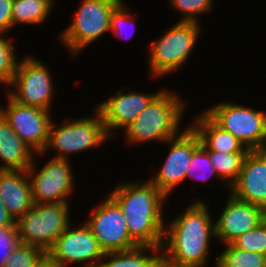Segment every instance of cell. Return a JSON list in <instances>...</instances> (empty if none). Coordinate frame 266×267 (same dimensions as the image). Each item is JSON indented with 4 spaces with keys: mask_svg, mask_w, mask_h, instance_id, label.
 Returning a JSON list of instances; mask_svg holds the SVG:
<instances>
[{
    "mask_svg": "<svg viewBox=\"0 0 266 267\" xmlns=\"http://www.w3.org/2000/svg\"><path fill=\"white\" fill-rule=\"evenodd\" d=\"M122 0H83L71 25L59 34L72 56L110 31V16Z\"/></svg>",
    "mask_w": 266,
    "mask_h": 267,
    "instance_id": "obj_6",
    "label": "cell"
},
{
    "mask_svg": "<svg viewBox=\"0 0 266 267\" xmlns=\"http://www.w3.org/2000/svg\"><path fill=\"white\" fill-rule=\"evenodd\" d=\"M226 201L224 210L214 222L216 239L223 242V245L230 244L266 219V211L257 205L240 201L232 195Z\"/></svg>",
    "mask_w": 266,
    "mask_h": 267,
    "instance_id": "obj_16",
    "label": "cell"
},
{
    "mask_svg": "<svg viewBox=\"0 0 266 267\" xmlns=\"http://www.w3.org/2000/svg\"><path fill=\"white\" fill-rule=\"evenodd\" d=\"M12 4L13 0H0V33L6 34L13 27Z\"/></svg>",
    "mask_w": 266,
    "mask_h": 267,
    "instance_id": "obj_32",
    "label": "cell"
},
{
    "mask_svg": "<svg viewBox=\"0 0 266 267\" xmlns=\"http://www.w3.org/2000/svg\"><path fill=\"white\" fill-rule=\"evenodd\" d=\"M231 244L241 250L266 256V219L256 228L237 237Z\"/></svg>",
    "mask_w": 266,
    "mask_h": 267,
    "instance_id": "obj_27",
    "label": "cell"
},
{
    "mask_svg": "<svg viewBox=\"0 0 266 267\" xmlns=\"http://www.w3.org/2000/svg\"><path fill=\"white\" fill-rule=\"evenodd\" d=\"M99 267H162L161 248L137 246L126 251L106 252Z\"/></svg>",
    "mask_w": 266,
    "mask_h": 267,
    "instance_id": "obj_21",
    "label": "cell"
},
{
    "mask_svg": "<svg viewBox=\"0 0 266 267\" xmlns=\"http://www.w3.org/2000/svg\"><path fill=\"white\" fill-rule=\"evenodd\" d=\"M200 22L179 21L154 41L149 50L151 77L179 70L187 61L200 35Z\"/></svg>",
    "mask_w": 266,
    "mask_h": 267,
    "instance_id": "obj_5",
    "label": "cell"
},
{
    "mask_svg": "<svg viewBox=\"0 0 266 267\" xmlns=\"http://www.w3.org/2000/svg\"><path fill=\"white\" fill-rule=\"evenodd\" d=\"M161 91L144 94L133 90L129 94L117 91L100 103L95 109L101 115L107 135L113 137V130L125 129Z\"/></svg>",
    "mask_w": 266,
    "mask_h": 267,
    "instance_id": "obj_15",
    "label": "cell"
},
{
    "mask_svg": "<svg viewBox=\"0 0 266 267\" xmlns=\"http://www.w3.org/2000/svg\"><path fill=\"white\" fill-rule=\"evenodd\" d=\"M247 154L209 151L211 164L217 173L216 177L225 182L227 189L237 180Z\"/></svg>",
    "mask_w": 266,
    "mask_h": 267,
    "instance_id": "obj_23",
    "label": "cell"
},
{
    "mask_svg": "<svg viewBox=\"0 0 266 267\" xmlns=\"http://www.w3.org/2000/svg\"><path fill=\"white\" fill-rule=\"evenodd\" d=\"M180 95L162 89L138 117L125 128V140L130 144L160 141L177 136L184 106Z\"/></svg>",
    "mask_w": 266,
    "mask_h": 267,
    "instance_id": "obj_3",
    "label": "cell"
},
{
    "mask_svg": "<svg viewBox=\"0 0 266 267\" xmlns=\"http://www.w3.org/2000/svg\"><path fill=\"white\" fill-rule=\"evenodd\" d=\"M17 243L18 238L15 229H0V266L7 261Z\"/></svg>",
    "mask_w": 266,
    "mask_h": 267,
    "instance_id": "obj_31",
    "label": "cell"
},
{
    "mask_svg": "<svg viewBox=\"0 0 266 267\" xmlns=\"http://www.w3.org/2000/svg\"><path fill=\"white\" fill-rule=\"evenodd\" d=\"M94 116L76 118L61 123L60 127L52 121L49 129L47 146L42 153L48 150L56 151L58 158L68 159V155L96 148L109 140L101 115L95 109ZM68 153V155H67Z\"/></svg>",
    "mask_w": 266,
    "mask_h": 267,
    "instance_id": "obj_7",
    "label": "cell"
},
{
    "mask_svg": "<svg viewBox=\"0 0 266 267\" xmlns=\"http://www.w3.org/2000/svg\"><path fill=\"white\" fill-rule=\"evenodd\" d=\"M169 6L178 10L183 22H199L198 16L212 11L214 0H169ZM183 16V17H182ZM197 16V17H196Z\"/></svg>",
    "mask_w": 266,
    "mask_h": 267,
    "instance_id": "obj_28",
    "label": "cell"
},
{
    "mask_svg": "<svg viewBox=\"0 0 266 267\" xmlns=\"http://www.w3.org/2000/svg\"><path fill=\"white\" fill-rule=\"evenodd\" d=\"M132 15L128 12L124 2L121 1L112 11L110 16V31L117 37L122 36L125 31L124 26L127 27L131 22ZM130 24V25H131ZM127 25V26H126ZM132 26V25H131ZM130 27V26H129ZM125 33V32H124ZM125 38V37H123Z\"/></svg>",
    "mask_w": 266,
    "mask_h": 267,
    "instance_id": "obj_30",
    "label": "cell"
},
{
    "mask_svg": "<svg viewBox=\"0 0 266 267\" xmlns=\"http://www.w3.org/2000/svg\"><path fill=\"white\" fill-rule=\"evenodd\" d=\"M216 259V267H266L265 255L241 250L231 243Z\"/></svg>",
    "mask_w": 266,
    "mask_h": 267,
    "instance_id": "obj_24",
    "label": "cell"
},
{
    "mask_svg": "<svg viewBox=\"0 0 266 267\" xmlns=\"http://www.w3.org/2000/svg\"><path fill=\"white\" fill-rule=\"evenodd\" d=\"M36 160L28 167L34 204L68 203L74 191V176L69 159L52 157L40 170Z\"/></svg>",
    "mask_w": 266,
    "mask_h": 267,
    "instance_id": "obj_10",
    "label": "cell"
},
{
    "mask_svg": "<svg viewBox=\"0 0 266 267\" xmlns=\"http://www.w3.org/2000/svg\"><path fill=\"white\" fill-rule=\"evenodd\" d=\"M121 182L108 195L126 217L128 233L138 246L161 248L165 223L163 205L168 199L150 181Z\"/></svg>",
    "mask_w": 266,
    "mask_h": 267,
    "instance_id": "obj_2",
    "label": "cell"
},
{
    "mask_svg": "<svg viewBox=\"0 0 266 267\" xmlns=\"http://www.w3.org/2000/svg\"><path fill=\"white\" fill-rule=\"evenodd\" d=\"M208 204L196 200L164 229L162 267H204L215 236Z\"/></svg>",
    "mask_w": 266,
    "mask_h": 267,
    "instance_id": "obj_1",
    "label": "cell"
},
{
    "mask_svg": "<svg viewBox=\"0 0 266 267\" xmlns=\"http://www.w3.org/2000/svg\"><path fill=\"white\" fill-rule=\"evenodd\" d=\"M91 212L85 221L104 252L126 251L138 245L128 233L126 217L119 205L109 196Z\"/></svg>",
    "mask_w": 266,
    "mask_h": 267,
    "instance_id": "obj_12",
    "label": "cell"
},
{
    "mask_svg": "<svg viewBox=\"0 0 266 267\" xmlns=\"http://www.w3.org/2000/svg\"><path fill=\"white\" fill-rule=\"evenodd\" d=\"M0 229H15V221L9 215L1 199H0Z\"/></svg>",
    "mask_w": 266,
    "mask_h": 267,
    "instance_id": "obj_33",
    "label": "cell"
},
{
    "mask_svg": "<svg viewBox=\"0 0 266 267\" xmlns=\"http://www.w3.org/2000/svg\"><path fill=\"white\" fill-rule=\"evenodd\" d=\"M6 96L7 107H2L0 114L31 150L36 154L44 152L52 123L51 112L20 104L8 94Z\"/></svg>",
    "mask_w": 266,
    "mask_h": 267,
    "instance_id": "obj_13",
    "label": "cell"
},
{
    "mask_svg": "<svg viewBox=\"0 0 266 267\" xmlns=\"http://www.w3.org/2000/svg\"><path fill=\"white\" fill-rule=\"evenodd\" d=\"M212 175L216 176V170L211 164L209 151L200 145L192 155V160L187 169L186 178H194L200 181H206Z\"/></svg>",
    "mask_w": 266,
    "mask_h": 267,
    "instance_id": "obj_29",
    "label": "cell"
},
{
    "mask_svg": "<svg viewBox=\"0 0 266 267\" xmlns=\"http://www.w3.org/2000/svg\"><path fill=\"white\" fill-rule=\"evenodd\" d=\"M4 35V33H0V82L5 84V86H10L20 61L15 55V45L11 40L5 38Z\"/></svg>",
    "mask_w": 266,
    "mask_h": 267,
    "instance_id": "obj_25",
    "label": "cell"
},
{
    "mask_svg": "<svg viewBox=\"0 0 266 267\" xmlns=\"http://www.w3.org/2000/svg\"><path fill=\"white\" fill-rule=\"evenodd\" d=\"M229 190L234 198L266 211V150L248 152L240 174Z\"/></svg>",
    "mask_w": 266,
    "mask_h": 267,
    "instance_id": "obj_17",
    "label": "cell"
},
{
    "mask_svg": "<svg viewBox=\"0 0 266 267\" xmlns=\"http://www.w3.org/2000/svg\"><path fill=\"white\" fill-rule=\"evenodd\" d=\"M34 267H64L57 260L45 253Z\"/></svg>",
    "mask_w": 266,
    "mask_h": 267,
    "instance_id": "obj_34",
    "label": "cell"
},
{
    "mask_svg": "<svg viewBox=\"0 0 266 267\" xmlns=\"http://www.w3.org/2000/svg\"><path fill=\"white\" fill-rule=\"evenodd\" d=\"M21 60L10 84L16 90H7V94L20 104L50 111L55 94L51 71L41 60L32 56Z\"/></svg>",
    "mask_w": 266,
    "mask_h": 267,
    "instance_id": "obj_9",
    "label": "cell"
},
{
    "mask_svg": "<svg viewBox=\"0 0 266 267\" xmlns=\"http://www.w3.org/2000/svg\"><path fill=\"white\" fill-rule=\"evenodd\" d=\"M54 0H13L12 20L16 24H43L48 20Z\"/></svg>",
    "mask_w": 266,
    "mask_h": 267,
    "instance_id": "obj_22",
    "label": "cell"
},
{
    "mask_svg": "<svg viewBox=\"0 0 266 267\" xmlns=\"http://www.w3.org/2000/svg\"><path fill=\"white\" fill-rule=\"evenodd\" d=\"M195 118L190 126L198 134L201 145L206 150L221 153L249 152L236 137L218 126L204 111Z\"/></svg>",
    "mask_w": 266,
    "mask_h": 267,
    "instance_id": "obj_19",
    "label": "cell"
},
{
    "mask_svg": "<svg viewBox=\"0 0 266 267\" xmlns=\"http://www.w3.org/2000/svg\"><path fill=\"white\" fill-rule=\"evenodd\" d=\"M47 253L64 267L70 263H83L84 267H99L105 255L85 222L78 229H72L69 225Z\"/></svg>",
    "mask_w": 266,
    "mask_h": 267,
    "instance_id": "obj_14",
    "label": "cell"
},
{
    "mask_svg": "<svg viewBox=\"0 0 266 267\" xmlns=\"http://www.w3.org/2000/svg\"><path fill=\"white\" fill-rule=\"evenodd\" d=\"M0 199L15 222L33 207L27 170H0Z\"/></svg>",
    "mask_w": 266,
    "mask_h": 267,
    "instance_id": "obj_18",
    "label": "cell"
},
{
    "mask_svg": "<svg viewBox=\"0 0 266 267\" xmlns=\"http://www.w3.org/2000/svg\"><path fill=\"white\" fill-rule=\"evenodd\" d=\"M70 203L33 204L15 222L19 243L38 247L47 253L70 223Z\"/></svg>",
    "mask_w": 266,
    "mask_h": 267,
    "instance_id": "obj_4",
    "label": "cell"
},
{
    "mask_svg": "<svg viewBox=\"0 0 266 267\" xmlns=\"http://www.w3.org/2000/svg\"><path fill=\"white\" fill-rule=\"evenodd\" d=\"M35 154L0 114V158L4 162L0 170H27Z\"/></svg>",
    "mask_w": 266,
    "mask_h": 267,
    "instance_id": "obj_20",
    "label": "cell"
},
{
    "mask_svg": "<svg viewBox=\"0 0 266 267\" xmlns=\"http://www.w3.org/2000/svg\"><path fill=\"white\" fill-rule=\"evenodd\" d=\"M45 252L35 246L17 243L0 267H34Z\"/></svg>",
    "mask_w": 266,
    "mask_h": 267,
    "instance_id": "obj_26",
    "label": "cell"
},
{
    "mask_svg": "<svg viewBox=\"0 0 266 267\" xmlns=\"http://www.w3.org/2000/svg\"><path fill=\"white\" fill-rule=\"evenodd\" d=\"M205 113L218 126L236 137L249 151L265 150V112L237 105V103L221 102L206 110Z\"/></svg>",
    "mask_w": 266,
    "mask_h": 267,
    "instance_id": "obj_8",
    "label": "cell"
},
{
    "mask_svg": "<svg viewBox=\"0 0 266 267\" xmlns=\"http://www.w3.org/2000/svg\"><path fill=\"white\" fill-rule=\"evenodd\" d=\"M177 136L166 140L170 144L168 156L156 177L148 179L167 198L186 179L193 152L201 145L200 138L188 125Z\"/></svg>",
    "mask_w": 266,
    "mask_h": 267,
    "instance_id": "obj_11",
    "label": "cell"
}]
</instances>
